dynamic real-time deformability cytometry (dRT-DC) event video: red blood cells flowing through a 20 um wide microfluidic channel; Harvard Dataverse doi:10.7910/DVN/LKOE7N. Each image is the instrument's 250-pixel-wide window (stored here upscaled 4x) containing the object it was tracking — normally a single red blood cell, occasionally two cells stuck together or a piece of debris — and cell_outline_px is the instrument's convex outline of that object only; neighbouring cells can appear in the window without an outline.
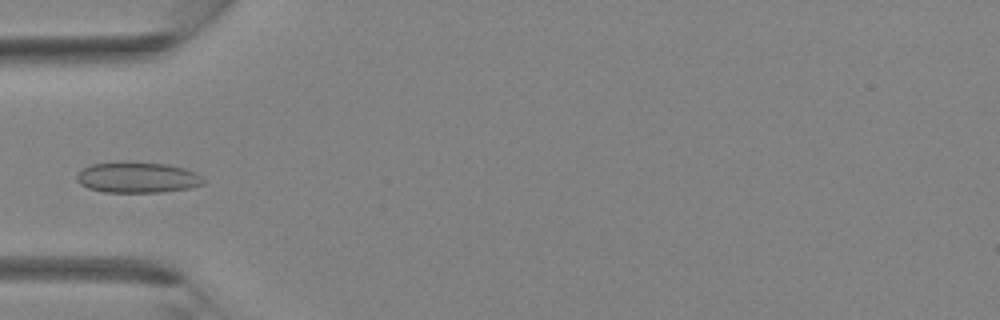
{"species": "Egyptian fruit bat (a non-hibernating species)", "species_latin": "Rousettus aegyptiacus", "temperature_condition": "room temperature", "stored_images_in_passage": 3, "camera_frame_rate_fps": 3000, "um_per_image_px": 0.085, "animal": {"sex": "female"}, "frame": {"image": 1, "passage_image": 3, "time_ms": 2.333, "image_size_px": [1000, 320], "cell_outline_px": [[204, 184], [188, 188], [160, 192], [104, 192], [88, 188], [80, 184], [76, 180], [76, 176], [84, 168], [92, 164], [120, 160], [128, 160], [168, 164], [184, 168], [196, 172], [204, 180]], "centroid_in_image_um": [11.66, 15.05], "position_along_channel_um": 73.3, "area_um2": 23.12}}